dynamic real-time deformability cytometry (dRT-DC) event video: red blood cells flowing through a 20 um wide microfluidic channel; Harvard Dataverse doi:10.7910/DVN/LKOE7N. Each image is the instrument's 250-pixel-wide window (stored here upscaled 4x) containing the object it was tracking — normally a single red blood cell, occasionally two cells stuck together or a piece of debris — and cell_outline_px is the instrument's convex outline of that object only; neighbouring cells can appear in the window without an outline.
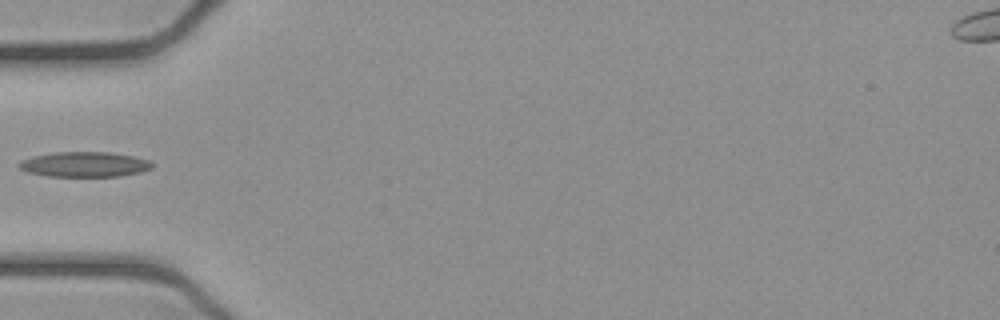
{"species": "common noctule bat (a hibernating species)", "species_latin": "Nyctalus noctula", "temperature_condition": "cold", "stored_images_in_passage": 36, "camera_frame_rate_fps": 3000, "um_per_image_px": 0.085, "animal": {"sex": "female", "body_mass_g": 21.9}, "frame": {"image": 1, "passage_image": 1, "time_ms": 0.0, "image_size_px": [1000, 320], "cell_outline_px": [[152, 168], [140, 172], [120, 176], [48, 176], [28, 172], [20, 168], [20, 160], [32, 156], [56, 152], [108, 152], [132, 156], [148, 160], [152, 164]], "centroid_in_image_um": [7.17, 13.97], "position_along_channel_um": 77.8, "area_um2": 19.25}}
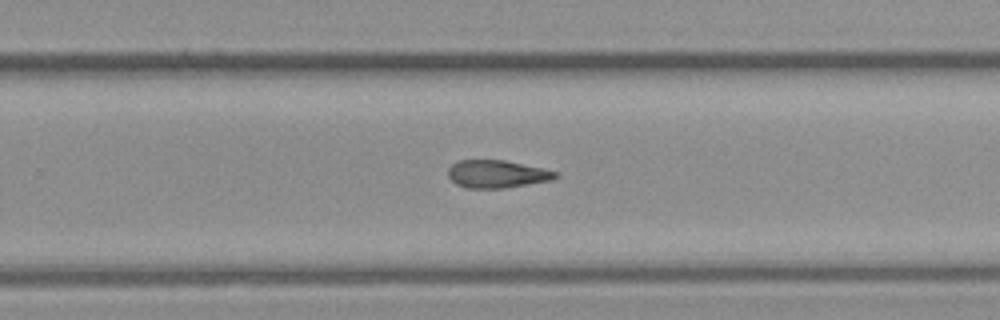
{"frame": {"image": 2, "passage_image": 17, "time_ms": 5.333, "image_size_px": [1000, 320], "cell_outline_px": [[560, 176], [552, 180], [504, 188], [468, 188], [456, 184], [448, 176], [448, 168], [452, 164], [460, 160], [504, 160], [544, 168], [556, 172]], "centroid_in_image_um": [42.25, 14.79], "position_along_channel_um": 287.6, "area_um2": 17.34}}
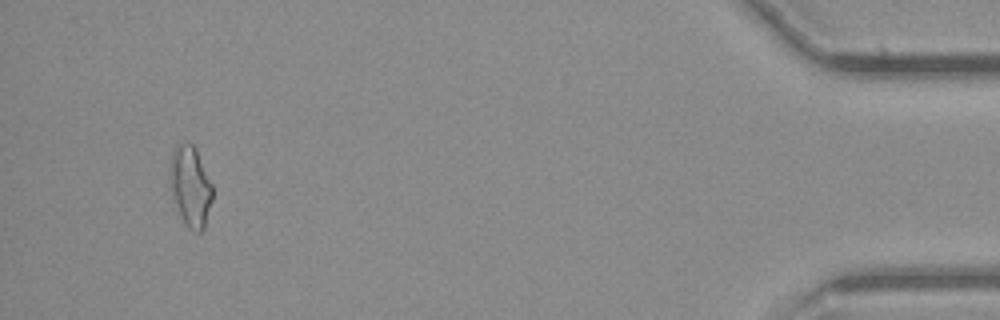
{"frame": {"image": 3, "passage_image": 33, "time_ms": 10.667, "image_size_px": [1000, 320], "cell_outline_px": [[212, 200], [204, 228], [200, 232], [196, 232], [188, 228], [172, 196], [172, 152], [176, 144], [184, 140], [192, 144], [196, 148], [212, 184]], "centroid_in_image_um": [16.23, 15.8], "position_along_channel_um": 419.0, "area_um2": 19.42}}